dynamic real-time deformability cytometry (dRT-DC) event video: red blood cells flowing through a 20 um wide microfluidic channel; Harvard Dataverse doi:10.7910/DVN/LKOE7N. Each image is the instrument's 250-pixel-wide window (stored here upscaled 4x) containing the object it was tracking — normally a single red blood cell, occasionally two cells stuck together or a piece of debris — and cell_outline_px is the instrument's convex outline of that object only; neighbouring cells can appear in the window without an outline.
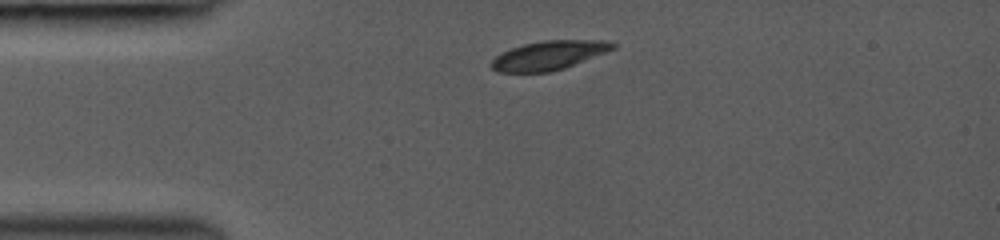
{"species": "common noctule bat (a hibernating species)", "species_latin": "Nyctalus noctula", "temperature_condition": "room temperature", "stored_images_in_passage": 3, "camera_frame_rate_fps": 3000, "um_per_image_px": 0.085, "animal": {"sex": "female", "body_mass_g": 19.0, "forearm_length_mm": 53.3}, "frame": {"image": 1, "passage_image": 1, "time_ms": 0.0, "image_size_px": [1000, 240], "cell_outline_px": [[616, 48], [564, 68], [552, 72], [496, 72], [488, 64], [500, 52], [524, 44], [544, 40], [604, 40], [616, 44]], "centroid_in_image_um": [46.61, 4.7], "position_along_channel_um": 38.4, "area_um2": 20.52}}